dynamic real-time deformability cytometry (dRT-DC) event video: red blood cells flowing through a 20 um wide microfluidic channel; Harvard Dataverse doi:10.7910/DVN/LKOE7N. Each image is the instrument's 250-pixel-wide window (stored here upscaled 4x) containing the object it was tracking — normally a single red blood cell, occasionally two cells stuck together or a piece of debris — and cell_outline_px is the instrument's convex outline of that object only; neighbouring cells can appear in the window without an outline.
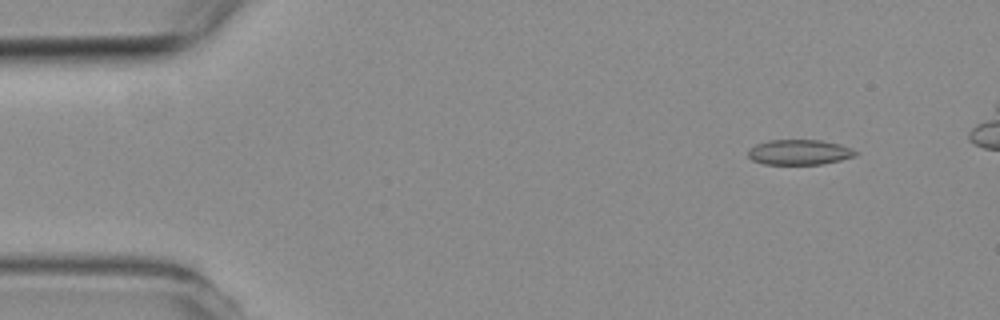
{"species": "common noctule bat (a hibernating species)", "species_latin": "Nyctalus noctula", "temperature_condition": "room temperature", "stored_images_in_passage": 5, "segment_of_instrument_passage": [2, 2], "camera_frame_rate_fps": 3000, "um_per_image_px": 0.085, "animal": {"sex": "female", "body_mass_g": 19.3, "forearm_length_mm": 54.1}, "frame": {"image": 1, "passage_image": 5, "time_ms": 4.667, "image_size_px": [1000, 320], "cell_outline_px": [[860, 152], [856, 156], [840, 160], [820, 164], [764, 164], [752, 160], [748, 156], [748, 148], [756, 144], [768, 140], [820, 140], [840, 144], [852, 148]], "centroid_in_image_um": [67.95, 12.93], "position_along_channel_um": 17.0, "area_um2": 15.9}}